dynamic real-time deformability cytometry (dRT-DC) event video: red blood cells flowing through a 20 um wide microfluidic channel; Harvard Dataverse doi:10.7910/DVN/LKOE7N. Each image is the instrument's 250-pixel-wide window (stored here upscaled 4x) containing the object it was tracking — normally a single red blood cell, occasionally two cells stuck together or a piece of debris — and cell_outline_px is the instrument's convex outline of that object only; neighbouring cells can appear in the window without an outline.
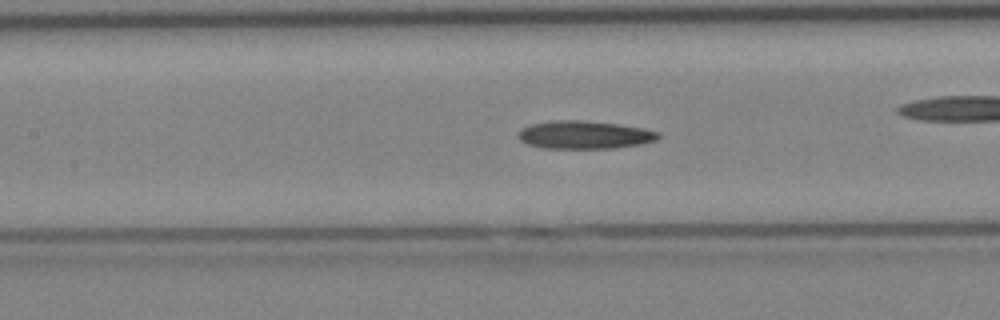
{"species": "Egyptian fruit bat (a non-hibernating species)", "species_latin": "Rousettus aegyptiacus", "temperature_condition": "cold", "stored_images_in_passage": 43, "camera_frame_rate_fps": 3000, "um_per_image_px": 0.085, "animal": {"sex": "female"}, "frame": {"image": 1, "passage_image": 19, "time_ms": 6.0, "image_size_px": [1000, 320], "cell_outline_px": [[660, 136], [656, 140], [644, 144], [612, 148], [544, 148], [528, 144], [520, 140], [516, 136], [520, 128], [532, 124], [552, 120], [580, 120], [616, 124], [644, 128], [660, 132]], "centroid_in_image_um": [49.67, 11.46], "position_along_channel_um": 157.7, "area_um2": 22.95}}
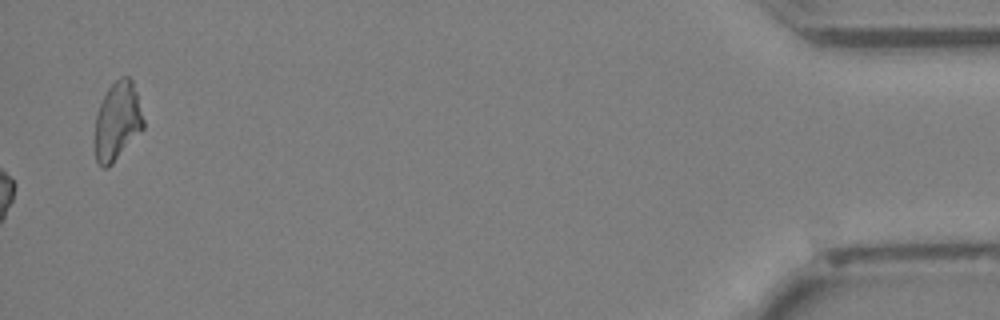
{"frame": {"image": 2, "passage_image": 43, "time_ms": 14.0, "image_size_px": [1000, 320], "cell_outline_px": [[144, 128], [112, 164], [108, 168], [104, 168], [96, 160], [92, 144], [92, 140], [96, 116], [100, 104], [108, 88], [120, 76], [128, 76], [132, 80], [136, 92], [144, 120]], "centroid_in_image_um": [9.93, 10.34], "position_along_channel_um": 425.3, "area_um2": 22.48}}